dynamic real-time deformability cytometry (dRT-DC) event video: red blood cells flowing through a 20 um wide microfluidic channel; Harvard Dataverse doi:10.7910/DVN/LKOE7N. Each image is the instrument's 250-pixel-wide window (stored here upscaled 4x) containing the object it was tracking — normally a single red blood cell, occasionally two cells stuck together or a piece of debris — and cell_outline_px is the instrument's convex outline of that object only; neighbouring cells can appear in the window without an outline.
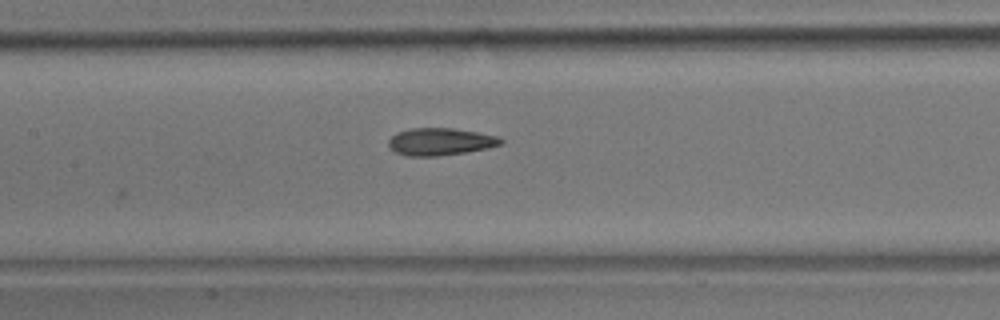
{"species": "common noctule bat (a hibernating species)", "species_latin": "Nyctalus noctula", "temperature_condition": "room temperature", "stored_images_in_passage": 6, "camera_frame_rate_fps": 3000, "um_per_image_px": 0.085, "animal": {"sex": "male", "body_mass_g": 17.9}, "frame": {"image": 1, "passage_image": 6, "time_ms": 1.667, "image_size_px": [1000, 320], "cell_outline_px": [[504, 144], [488, 148], [468, 152], [436, 156], [408, 156], [396, 152], [388, 148], [388, 140], [396, 132], [412, 128], [452, 128], [476, 132], [496, 136], [504, 140]], "centroid_in_image_um": [37.42, 12.05], "position_along_channel_um": 170.0, "area_um2": 17.98}}